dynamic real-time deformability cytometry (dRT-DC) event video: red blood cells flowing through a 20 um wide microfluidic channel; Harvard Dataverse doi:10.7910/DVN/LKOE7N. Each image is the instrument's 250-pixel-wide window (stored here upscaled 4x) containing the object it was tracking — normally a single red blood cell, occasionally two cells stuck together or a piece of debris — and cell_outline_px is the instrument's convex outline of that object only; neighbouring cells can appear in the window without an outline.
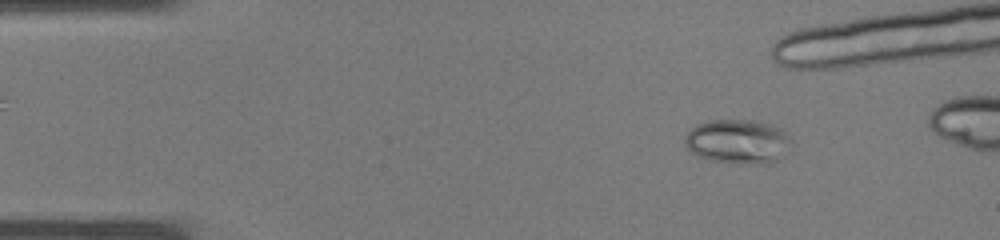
{"species": "common noctule bat (a hibernating species)", "species_latin": "Nyctalus noctula", "temperature_condition": "warm", "stored_images_in_passage": 30, "camera_frame_rate_fps": 3000, "um_per_image_px": 0.085, "animal": {"sex": "male", "body_mass_g": 19.0, "forearm_length_mm": 50.8}, "frame": {"image": 1, "passage_image": 5, "time_ms": 1.333, "image_size_px": [1000, 240], "cell_outline_px": [[792, 152], [772, 164], [756, 164], [712, 160], [696, 156], [684, 144], [684, 136], [696, 124], [708, 120], [752, 120], [768, 124], [780, 128], [788, 136]], "centroid_in_image_um": [62.75, 12.04], "position_along_channel_um": 22.3, "area_um2": 27.74}}
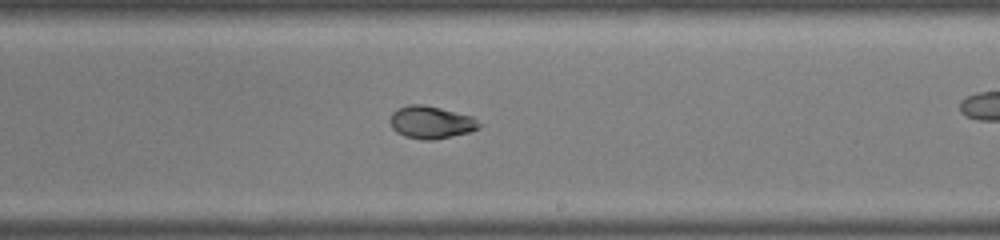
{"frame": {"image": 2, "passage_image": 22, "time_ms": 7.0, "image_size_px": [1000, 240], "cell_outline_px": [[480, 128], [468, 132], [432, 140], [424, 140], [404, 136], [396, 132], [392, 128], [388, 120], [392, 112], [396, 108], [408, 104], [424, 104], [472, 116], [480, 124]], "centroid_in_image_um": [36.57, 10.38], "position_along_channel_um": 252.4, "area_um2": 16.94}}
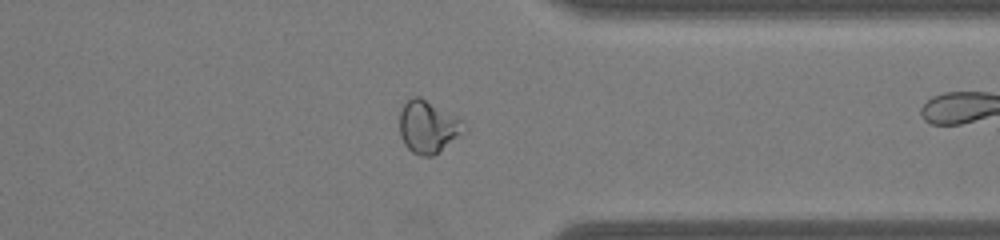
{"frame": {"image": 3, "passage_image": 29, "time_ms": 9.333, "image_size_px": [1000, 240], "cell_outline_px": [[468, 128], [432, 156], [420, 156], [412, 152], [404, 144], [400, 136], [400, 112], [404, 104], [412, 96], [420, 96], [456, 116]], "centroid_in_image_um": [36.35, 10.76], "position_along_channel_um": 375.1, "area_um2": 19.36}}